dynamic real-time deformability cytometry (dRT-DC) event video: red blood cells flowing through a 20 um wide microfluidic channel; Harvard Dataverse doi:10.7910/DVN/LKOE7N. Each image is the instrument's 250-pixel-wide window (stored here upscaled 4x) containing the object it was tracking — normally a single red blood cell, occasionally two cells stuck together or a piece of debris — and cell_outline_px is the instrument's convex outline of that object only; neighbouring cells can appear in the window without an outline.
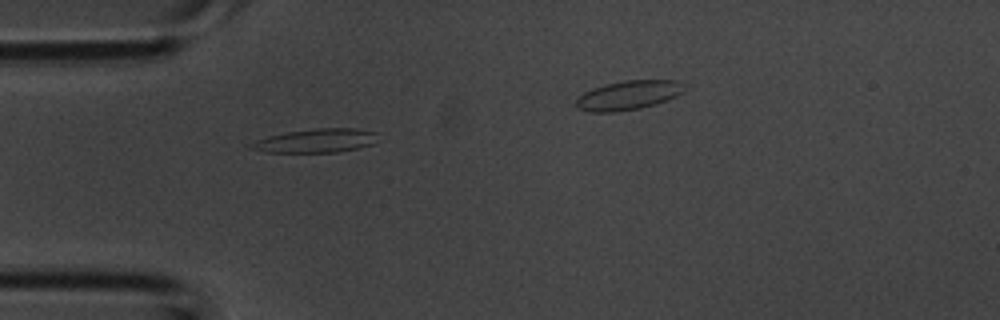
{"species": "common noctule bat (a hibernating species)", "species_latin": "Nyctalus noctula", "temperature_condition": "room temperature", "stored_images_in_passage": 4, "camera_frame_rate_fps": 3000, "um_per_image_px": 0.085, "animal": {"sex": "male", "body_mass_g": 20.1, "forearm_length_mm": 53.5}, "frame": {"image": 1, "passage_image": 3, "time_ms": 0.667, "image_size_px": [1000, 320], "cell_outline_px": [[380, 140], [372, 144], [356, 148], [336, 152], [268, 152], [248, 148], [244, 144], [268, 136], [288, 132], [316, 128], [356, 128], [376, 132]], "centroid_in_image_um": [26.84, 11.95], "position_along_channel_um": 58.2, "area_um2": 17.69}}